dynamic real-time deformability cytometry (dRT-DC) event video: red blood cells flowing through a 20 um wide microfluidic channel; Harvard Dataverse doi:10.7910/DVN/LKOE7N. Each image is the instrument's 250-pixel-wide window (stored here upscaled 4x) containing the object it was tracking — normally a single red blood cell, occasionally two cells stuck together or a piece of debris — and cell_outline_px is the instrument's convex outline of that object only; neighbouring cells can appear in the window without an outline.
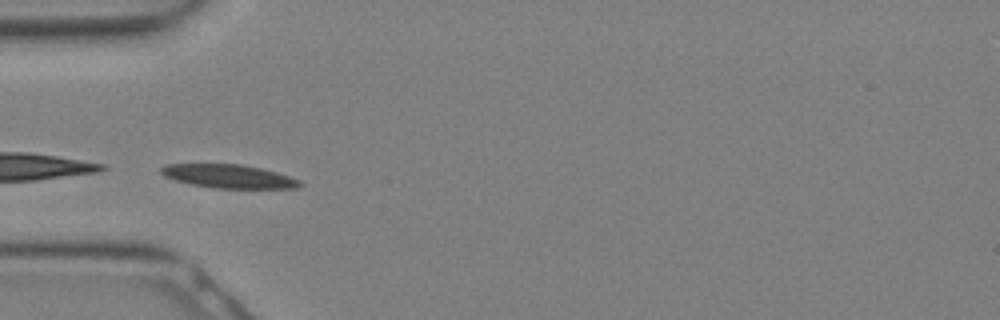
{"species": "Egyptian fruit bat (a non-hibernating species)", "species_latin": "Rousettus aegyptiacus", "temperature_condition": "warm", "stored_images_in_passage": 14, "camera_frame_rate_fps": 3000, "um_per_image_px": 0.085, "animal": {"sex": "female"}, "frame": {"image": 1, "passage_image": 7, "time_ms": 2.0, "image_size_px": [1000, 320], "cell_outline_px": [[304, 184], [296, 188], [212, 188], [192, 184], [176, 180], [164, 176], [160, 172], [160, 168], [164, 164], [240, 164], [260, 168], [276, 172], [300, 180]], "centroid_in_image_um": [19.43, 14.98], "position_along_channel_um": 65.6, "area_um2": 18.96}}